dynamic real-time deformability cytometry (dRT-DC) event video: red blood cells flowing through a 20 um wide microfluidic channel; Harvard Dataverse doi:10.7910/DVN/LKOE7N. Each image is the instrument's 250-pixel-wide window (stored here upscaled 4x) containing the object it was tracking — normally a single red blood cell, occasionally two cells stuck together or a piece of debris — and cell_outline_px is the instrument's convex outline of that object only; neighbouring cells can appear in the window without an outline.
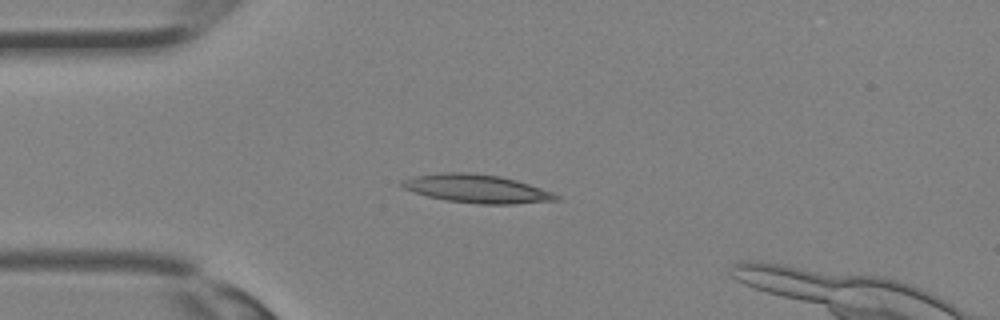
{"species": "Egyptian fruit bat (a non-hibernating species)", "species_latin": "Rousettus aegyptiacus", "temperature_condition": "room temperature", "stored_images_in_passage": 25, "camera_frame_rate_fps": 3000, "um_per_image_px": 0.085, "animal": {"sex": "female"}, "frame": {"image": 1, "passage_image": 1, "time_ms": 0.0, "image_size_px": [1000, 320], "cell_outline_px": [[560, 200], [516, 204], [480, 204], [448, 200], [428, 196], [404, 188], [396, 184], [400, 180], [416, 176], [440, 172], [468, 172], [500, 176], [516, 180], [552, 192], [560, 196]], "centroid_in_image_um": [40.52, 16.03], "position_along_channel_um": 44.5, "area_um2": 25.43}}
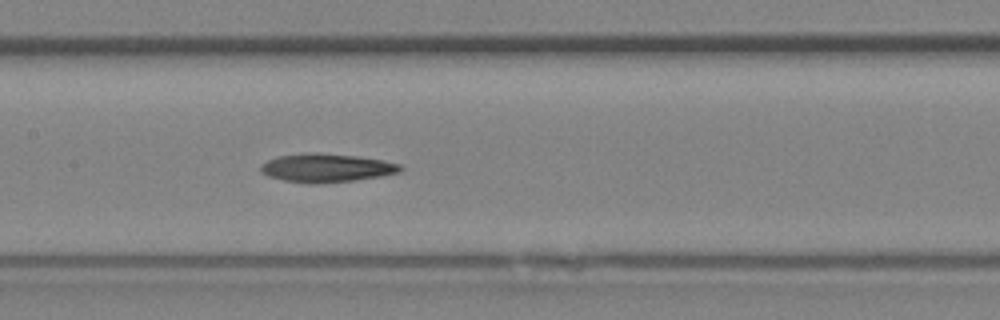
{"frame": {"image": 2, "passage_image": 9, "time_ms": 2.667, "image_size_px": [1000, 320], "cell_outline_px": [[404, 168], [400, 172], [380, 176], [356, 180], [316, 184], [308, 184], [284, 180], [268, 176], [260, 172], [260, 164], [268, 160], [280, 156], [308, 152], [316, 152], [356, 156], [384, 160], [400, 164]], "centroid_in_image_um": [27.74, 14.27], "position_along_channel_um": 179.7, "area_um2": 23.35}}
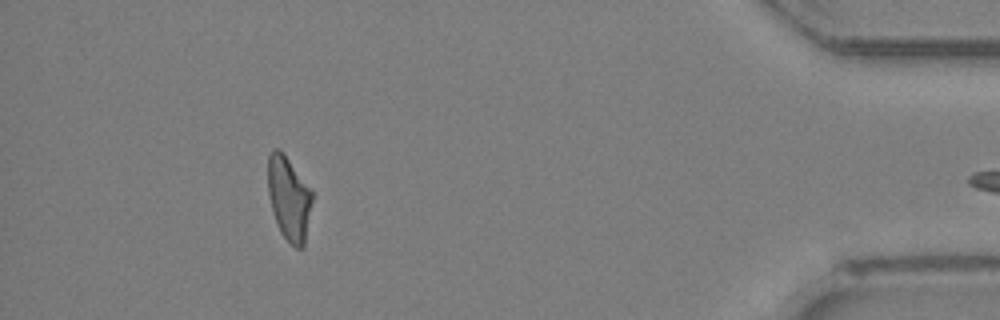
{"frame": {"image": 3, "passage_image": 24, "time_ms": 7.667, "image_size_px": [1000, 320], "cell_outline_px": [[312, 200], [304, 248], [296, 248], [280, 232], [272, 212], [268, 192], [268, 156], [272, 148], [280, 148], [312, 192]], "centroid_in_image_um": [24.53, 16.86], "position_along_channel_um": 410.7, "area_um2": 21.44}}